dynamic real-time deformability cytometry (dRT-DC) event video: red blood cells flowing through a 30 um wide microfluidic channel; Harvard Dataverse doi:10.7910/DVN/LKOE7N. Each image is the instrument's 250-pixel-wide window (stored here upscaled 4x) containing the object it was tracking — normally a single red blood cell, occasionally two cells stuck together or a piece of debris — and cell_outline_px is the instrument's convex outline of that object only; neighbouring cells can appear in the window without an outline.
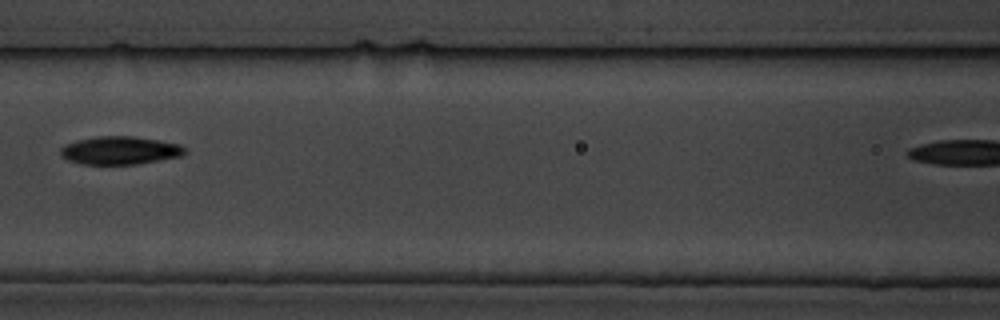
{"species": "common noctule bat (a hibernating species)", "species_latin": "Nyctalus noctula", "temperature_condition": "cold", "stored_images_in_passage": 5, "camera_frame_rate_fps": 3000, "um_per_image_px": 0.085, "animal": {"sex": "male", "body_mass_g": 19.5, "forearm_length_mm": 54.6}, "frame": {"image": 1, "passage_image": 3, "time_ms": 2.333, "image_size_px": [1000, 320], "cell_outline_px": [[188, 152], [184, 156], [136, 164], [84, 164], [68, 160], [60, 156], [60, 148], [64, 144], [76, 140], [96, 136], [132, 136], [180, 144], [188, 148]], "centroid_in_image_um": [10.22, 12.78], "position_along_channel_um": 156.4, "area_um2": 20.58}}
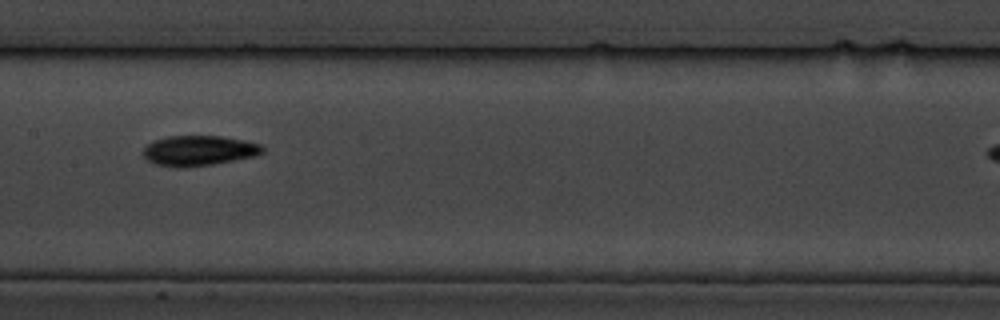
{"frame": {"image": 2, "passage_image": 4, "time_ms": 3.333, "image_size_px": [1000, 320], "cell_outline_px": [[264, 152], [256, 156], [212, 164], [180, 168], [176, 168], [156, 164], [148, 160], [144, 156], [144, 148], [152, 140], [168, 136], [220, 136], [244, 140], [260, 144], [264, 148]], "centroid_in_image_um": [16.9, 12.8], "position_along_channel_um": 190.5, "area_um2": 20.98}}